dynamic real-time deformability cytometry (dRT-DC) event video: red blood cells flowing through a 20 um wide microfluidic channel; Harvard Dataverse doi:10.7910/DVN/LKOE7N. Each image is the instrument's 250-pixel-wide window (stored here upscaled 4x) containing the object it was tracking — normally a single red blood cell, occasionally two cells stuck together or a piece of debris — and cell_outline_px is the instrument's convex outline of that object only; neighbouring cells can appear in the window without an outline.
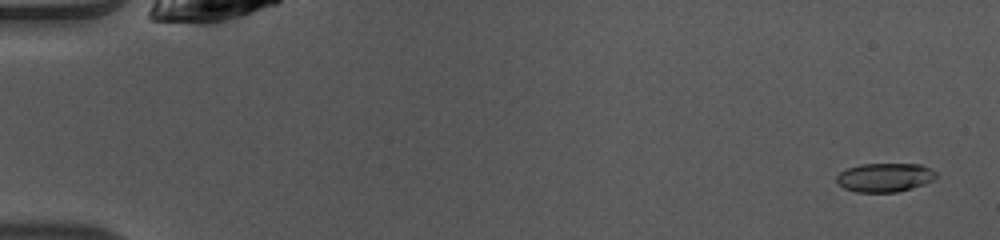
{"species": "common noctule bat (a hibernating species)", "species_latin": "Nyctalus noctula", "temperature_condition": "warm", "stored_images_in_passage": 49, "camera_frame_rate_fps": 3000, "um_per_image_px": 0.085, "animal": {"sex": "female", "body_mass_g": 10.0, "forearm_length_mm": 53.1}, "frame": {"image": 1, "passage_image": 2, "time_ms": 0.333, "image_size_px": [1000, 240], "cell_outline_px": [[940, 176], [936, 180], [912, 188], [896, 192], [856, 192], [844, 188], [836, 180], [836, 176], [840, 172], [848, 168], [860, 164], [920, 164], [936, 172]], "centroid_in_image_um": [75.25, 15.08], "position_along_channel_um": 9.8, "area_um2": 16.82}}
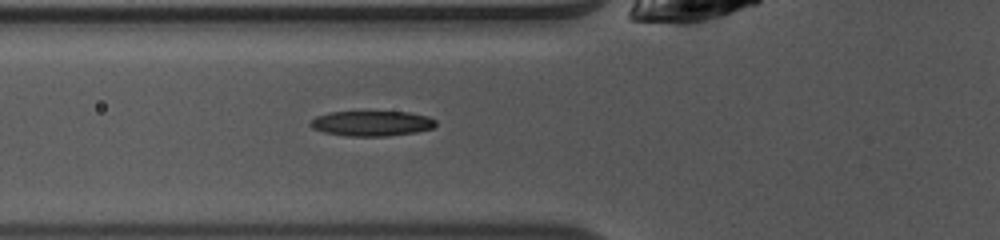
{"frame": {"image": 2, "passage_image": 18, "time_ms": 5.667, "image_size_px": [1000, 240], "cell_outline_px": [[436, 124], [432, 128], [416, 132], [388, 136], [348, 136], [324, 132], [312, 128], [308, 124], [316, 116], [328, 112], [408, 112], [428, 116], [436, 120]], "centroid_in_image_um": [31.59, 10.49], "position_along_channel_um": 94.2, "area_um2": 18.38}}
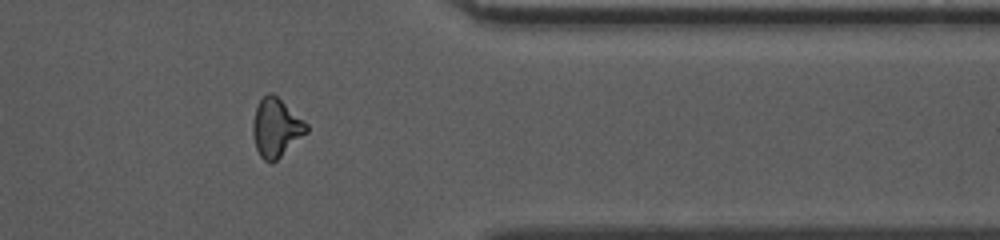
{"frame": {"image": 3, "passage_image": 40, "time_ms": 13.0, "image_size_px": [1000, 240], "cell_outline_px": [[308, 132], [272, 164], [264, 160], [260, 156], [256, 148], [252, 132], [252, 120], [256, 108], [260, 100], [268, 92], [272, 92], [308, 124]], "centroid_in_image_um": [23.45, 10.87], "position_along_channel_um": 387.9, "area_um2": 18.26}, "authors_computed_cell_mechanics": {"area_um2": 18.0336, "velocity_mm_per_s": 4.1273, "shape_relaxation_time_tau1_ms": 4.0887, "shape_relaxation_time_tau2_ms": 3.1786, "deformation_change_tau1": 0.171, "deformation_change_tau2": 0.0976}}